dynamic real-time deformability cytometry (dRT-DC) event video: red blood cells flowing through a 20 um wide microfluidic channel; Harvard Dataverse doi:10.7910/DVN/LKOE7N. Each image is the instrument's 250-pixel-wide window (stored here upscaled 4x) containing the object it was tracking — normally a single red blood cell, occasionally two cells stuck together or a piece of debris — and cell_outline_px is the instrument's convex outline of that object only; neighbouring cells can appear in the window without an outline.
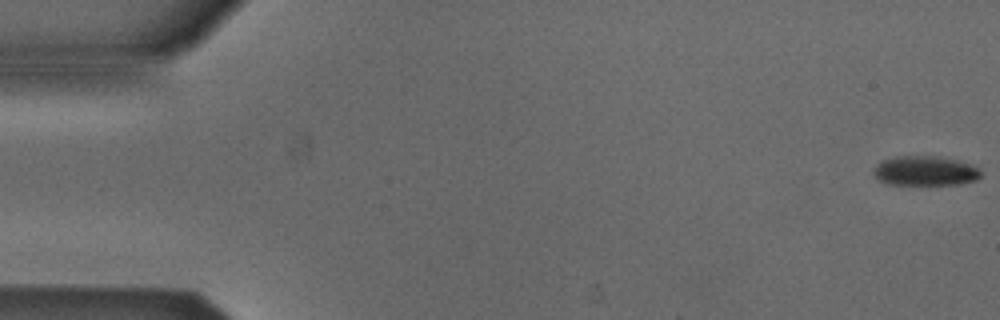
{"species": "Egyptian fruit bat (a non-hibernating species)", "species_latin": "Rousettus aegyptiacus", "temperature_condition": "cold", "stored_images_in_passage": 35, "camera_frame_rate_fps": 3000, "um_per_image_px": 0.085, "animal": {"sex": "male"}, "frame": {"image": 1, "passage_image": 1, "time_ms": 0.0, "image_size_px": [1000, 320], "cell_outline_px": [[980, 176], [976, 180], [960, 184], [888, 184], [876, 180], [872, 172], [876, 164], [880, 160], [896, 156], [932, 156], [956, 160], [976, 164], [980, 168]], "centroid_in_image_um": [78.61, 14.52], "position_along_channel_um": 6.4, "area_um2": 18.79}}
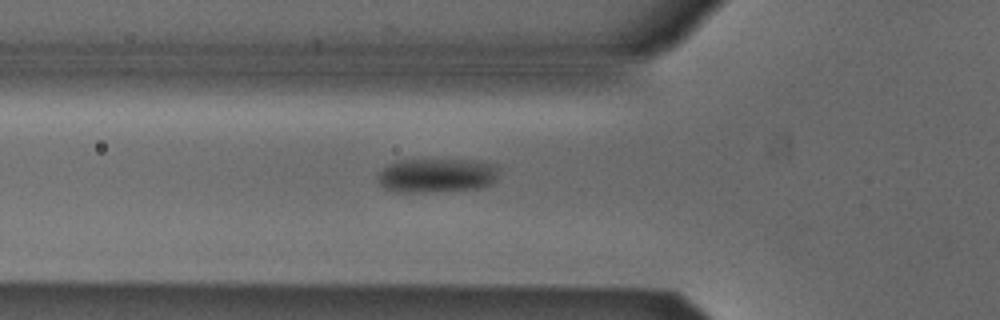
{"frame": {"image": 2, "passage_image": 19, "time_ms": 6.0, "image_size_px": [1000, 320], "cell_outline_px": [[496, 180], [492, 184], [476, 188], [432, 192], [392, 192], [384, 188], [376, 180], [376, 176], [388, 164], [400, 160], [468, 160], [496, 164]], "centroid_in_image_um": [37.06, 14.92], "position_along_channel_um": 88.7, "area_um2": 24.1}}
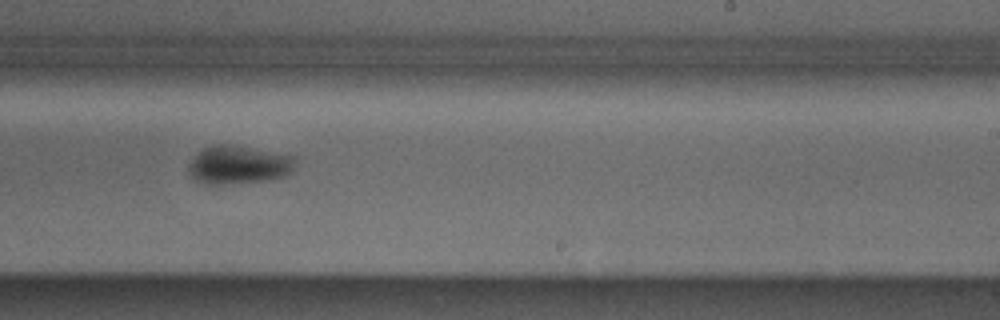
{"frame": {"image": 3, "passage_image": 33, "time_ms": 10.667, "image_size_px": [1000, 320], "cell_outline_px": [[292, 172], [284, 176], [272, 180], [224, 184], [208, 184], [196, 180], [188, 172], [188, 164], [204, 148], [212, 144], [232, 144], [292, 156]], "centroid_in_image_um": [20.24, 14.02], "position_along_channel_um": 268.8, "area_um2": 23.52}}